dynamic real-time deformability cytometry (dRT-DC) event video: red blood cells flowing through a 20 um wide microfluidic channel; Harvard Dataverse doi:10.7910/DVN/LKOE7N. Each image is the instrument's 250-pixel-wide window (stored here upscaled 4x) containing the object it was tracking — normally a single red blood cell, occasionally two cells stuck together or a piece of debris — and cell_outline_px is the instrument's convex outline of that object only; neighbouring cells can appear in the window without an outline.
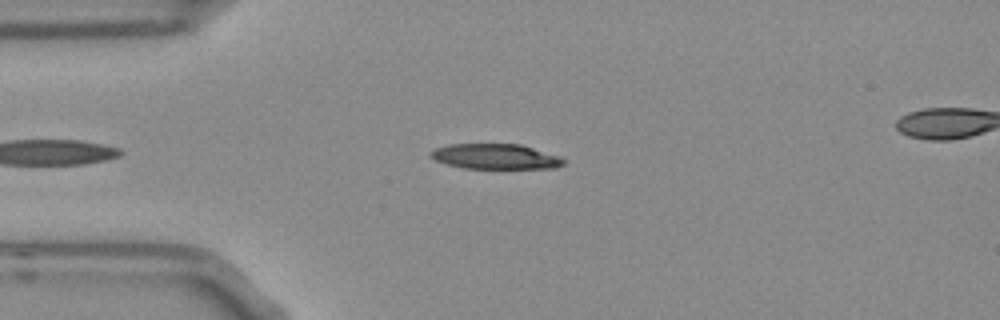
{"species": "Egyptian fruit bat (a non-hibernating species)", "species_latin": "Rousettus aegyptiacus", "temperature_condition": "room temperature", "stored_images_in_passage": 39, "camera_frame_rate_fps": 3000, "um_per_image_px": 0.085, "frame": {"image": 1, "passage_image": 5, "time_ms": 1.333, "image_size_px": [1000, 320], "cell_outline_px": [[564, 164], [556, 168], [464, 168], [448, 164], [436, 160], [428, 156], [428, 152], [436, 148], [448, 144], [520, 144], [560, 156], [564, 160]], "centroid_in_image_um": [42.1, 13.3], "position_along_channel_um": 42.9, "area_um2": 19.48}}
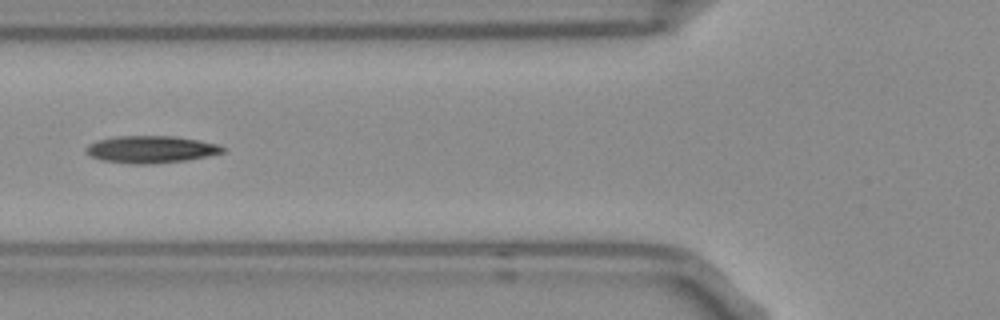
{"frame": {"image": 2, "passage_image": 12, "time_ms": 3.667, "image_size_px": [1000, 320], "cell_outline_px": [[224, 152], [208, 156], [188, 160], [152, 164], [132, 164], [104, 160], [92, 156], [84, 148], [88, 144], [100, 140], [116, 136], [176, 136], [200, 140], [220, 144], [224, 148]], "centroid_in_image_um": [12.89, 12.69], "position_along_channel_um": 112.9, "area_um2": 21.62}}
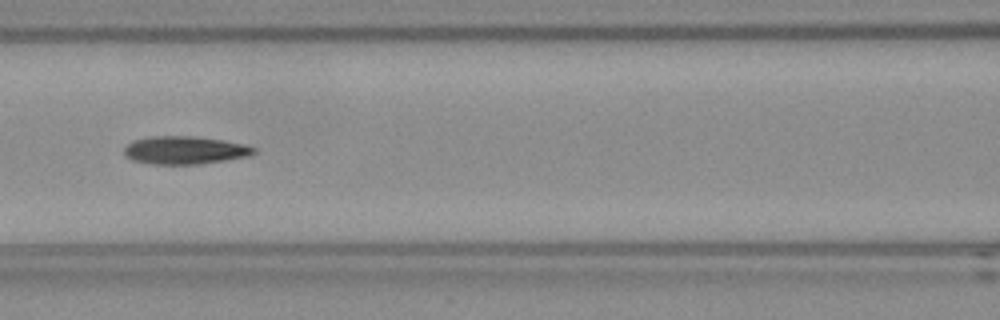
{"frame": {"image": 3, "passage_image": 15, "time_ms": 4.667, "image_size_px": [1000, 320], "cell_outline_px": [[256, 152], [252, 156], [200, 164], [152, 164], [132, 160], [124, 156], [124, 148], [132, 140], [152, 136], [196, 136], [224, 140], [244, 144], [256, 148]], "centroid_in_image_um": [15.73, 12.76], "position_along_channel_um": 150.9, "area_um2": 21.39}, "authors_computed_cell_mechanics": {"area_um2": 20.5768, "velocity_mm_per_s": 3.7535, "shape_relaxation_time_tau1_ms": 7.9347, "shape_relaxation_time_tau2_ms": null, "deformation_change_tau1": 0.2306, "deformation_change_tau2": null}}